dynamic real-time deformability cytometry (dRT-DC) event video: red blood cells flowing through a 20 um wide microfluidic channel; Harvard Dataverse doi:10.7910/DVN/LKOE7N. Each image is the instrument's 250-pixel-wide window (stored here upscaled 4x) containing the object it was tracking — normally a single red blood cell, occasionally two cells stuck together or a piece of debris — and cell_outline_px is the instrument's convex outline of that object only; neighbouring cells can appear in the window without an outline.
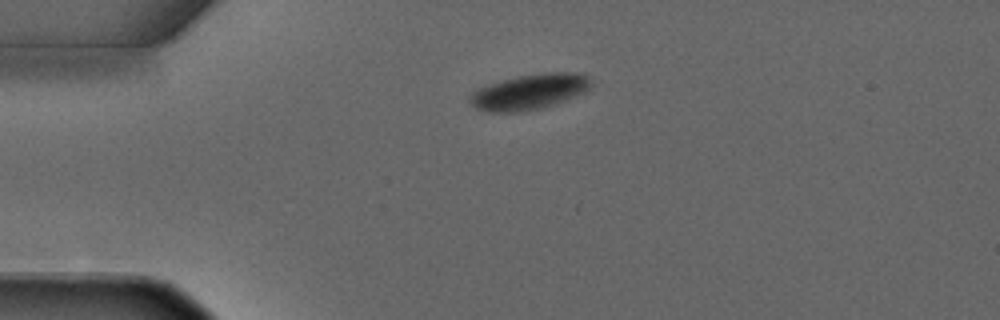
{"species": "common noctule bat (a hibernating species)", "species_latin": "Nyctalus noctula", "temperature_condition": "warm", "stored_images_in_passage": 2, "camera_frame_rate_fps": 3000, "um_per_image_px": 0.085, "animal": {"sex": "male", "forearm_length_mm": 52.5}, "frame": {"image": 1, "passage_image": 1, "time_ms": 0.0, "image_size_px": [1000, 320], "cell_outline_px": [[592, 84], [584, 92], [556, 104], [540, 108], [520, 112], [484, 112], [476, 108], [468, 100], [468, 96], [476, 88], [516, 76], [548, 72], [572, 72], [588, 76]], "centroid_in_image_um": [44.95, 7.81], "position_along_channel_um": 40.0, "area_um2": 25.09}}